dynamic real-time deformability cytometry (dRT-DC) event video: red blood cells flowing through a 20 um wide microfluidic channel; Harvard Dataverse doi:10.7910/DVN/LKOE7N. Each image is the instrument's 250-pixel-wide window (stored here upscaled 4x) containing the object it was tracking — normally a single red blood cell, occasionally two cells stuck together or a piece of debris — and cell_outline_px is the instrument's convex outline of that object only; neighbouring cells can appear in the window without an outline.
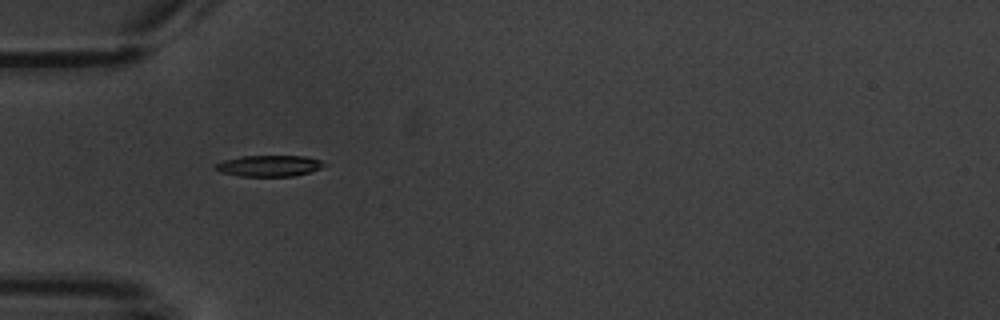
{"species": "common noctule bat (a hibernating species)", "species_latin": "Nyctalus noctula", "temperature_condition": "warm", "stored_images_in_passage": 7, "camera_frame_rate_fps": 3000, "um_per_image_px": 0.085, "animal": {"sex": "male", "body_mass_g": 20.1, "forearm_length_mm": 53.5}, "frame": {"image": 1, "passage_image": 1, "time_ms": 0.0, "image_size_px": [1000, 320], "cell_outline_px": [[328, 164], [320, 168], [308, 172], [292, 176], [240, 176], [220, 172], [212, 168], [212, 164], [224, 160], [240, 156], [304, 156], [320, 160]], "centroid_in_image_um": [22.8, 14.09], "position_along_channel_um": 62.2, "area_um2": 13.47}}
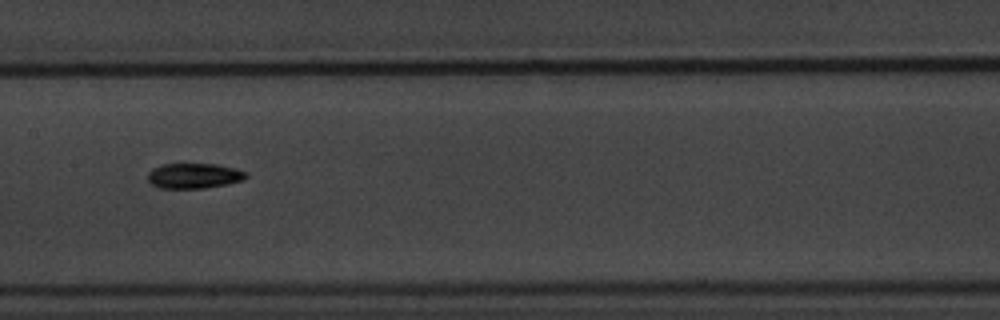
{"frame": {"image": 2, "passage_image": 4, "time_ms": 3.667, "image_size_px": [1000, 320], "cell_outline_px": [[248, 176], [244, 180], [228, 184], [204, 188], [160, 188], [152, 184], [148, 180], [148, 172], [152, 168], [164, 164], [216, 164], [236, 168], [248, 172]], "centroid_in_image_um": [16.53, 14.94], "position_along_channel_um": 190.9, "area_um2": 14.57}}
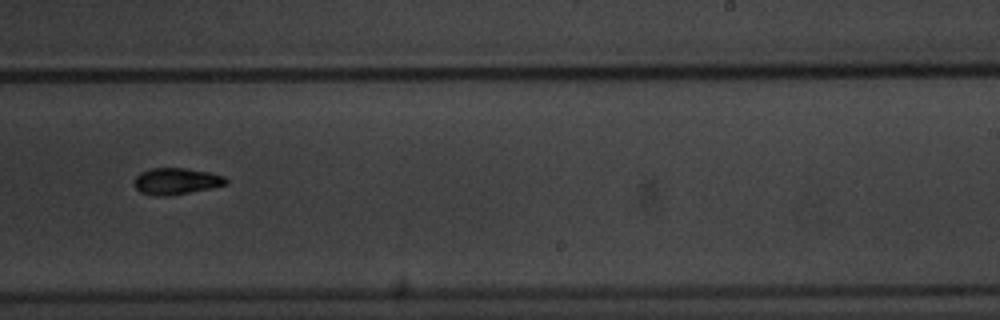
{"frame": {"image": 3, "passage_image": 6, "time_ms": 6.0, "image_size_px": [1000, 320], "cell_outline_px": [[228, 184], [212, 188], [168, 196], [156, 196], [140, 192], [132, 184], [132, 180], [140, 172], [152, 168], [184, 168], [208, 172], [224, 176], [228, 180]], "centroid_in_image_um": [14.95, 15.41], "position_along_channel_um": 274.1, "area_um2": 14.33}}